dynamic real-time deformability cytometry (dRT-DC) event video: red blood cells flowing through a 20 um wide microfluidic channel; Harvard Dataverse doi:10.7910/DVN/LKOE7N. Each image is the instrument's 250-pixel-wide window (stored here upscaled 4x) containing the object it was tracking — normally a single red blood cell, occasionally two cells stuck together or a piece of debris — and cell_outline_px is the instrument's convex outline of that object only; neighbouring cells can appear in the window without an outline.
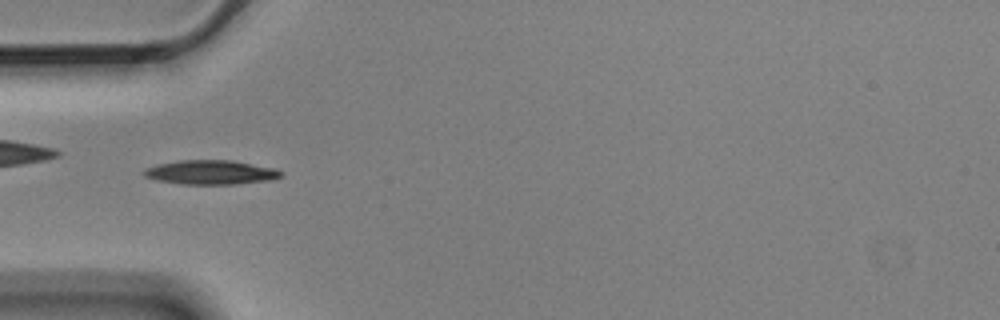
{"species": "Egyptian fruit bat (a non-hibernating species)", "species_latin": "Rousettus aegyptiacus", "temperature_condition": "cold", "stored_images_in_passage": 9, "camera_frame_rate_fps": 3000, "um_per_image_px": 0.085, "animal": {"sex": "male"}, "frame": {"image": 1, "passage_image": 4, "time_ms": 1.0, "image_size_px": [1000, 320], "cell_outline_px": [[284, 176], [272, 180], [236, 184], [180, 184], [156, 180], [144, 176], [140, 172], [144, 168], [156, 164], [180, 160], [232, 160], [276, 168], [284, 172]], "centroid_in_image_um": [17.92, 14.64], "position_along_channel_um": 67.1, "area_um2": 19.77}}
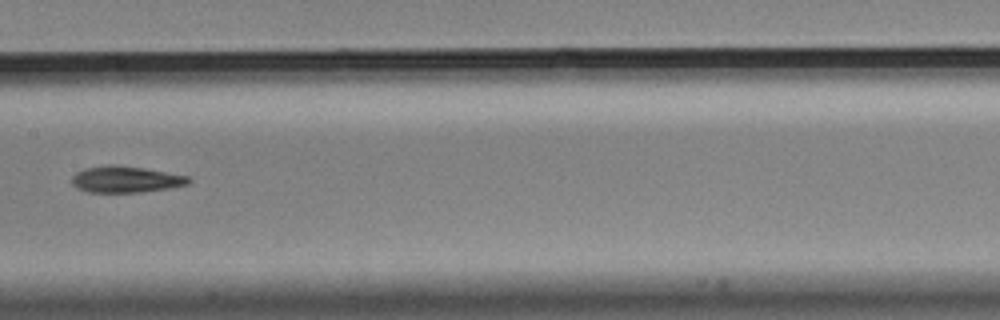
{"frame": {"image": 2, "passage_image": 7, "time_ms": 2.0, "image_size_px": [1000, 320], "cell_outline_px": [[192, 180], [188, 184], [172, 188], [140, 192], [88, 192], [76, 188], [72, 184], [72, 176], [76, 172], [84, 168], [108, 164], [112, 164], [140, 168], [188, 176]], "centroid_in_image_um": [10.65, 15.25], "position_along_channel_um": 196.7, "area_um2": 17.92}}
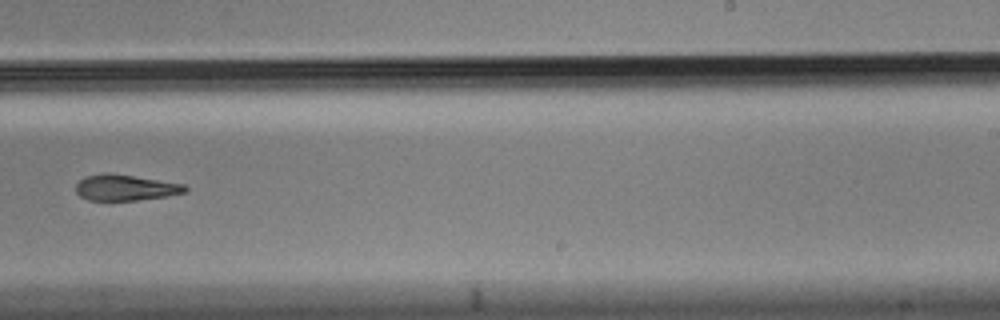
{"frame": {"image": 3, "passage_image": 9, "time_ms": 2.667, "image_size_px": [1000, 320], "cell_outline_px": [[188, 192], [164, 196], [136, 200], [88, 200], [80, 196], [76, 192], [76, 184], [84, 176], [104, 172], [108, 172], [184, 184], [188, 188]], "centroid_in_image_um": [10.63, 15.93], "position_along_channel_um": 278.4, "area_um2": 16.47}}